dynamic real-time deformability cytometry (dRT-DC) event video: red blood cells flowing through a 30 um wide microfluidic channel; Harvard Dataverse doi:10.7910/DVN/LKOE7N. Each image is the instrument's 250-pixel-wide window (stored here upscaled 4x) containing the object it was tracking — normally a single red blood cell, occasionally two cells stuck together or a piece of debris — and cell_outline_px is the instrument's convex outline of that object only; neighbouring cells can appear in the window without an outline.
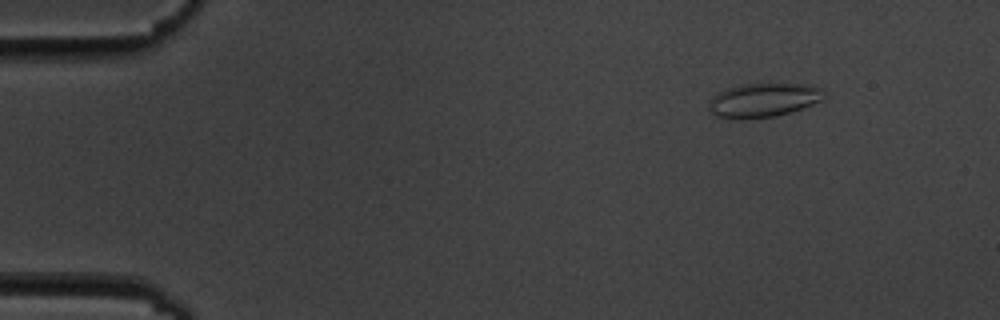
{"species": "common noctule bat (a hibernating species)", "species_latin": "Nyctalus noctula", "temperature_condition": "cold", "stored_images_in_passage": 5, "camera_frame_rate_fps": 3000, "um_per_image_px": 0.085, "animal": {"sex": "male", "body_mass_g": 19.5, "forearm_length_mm": 54.6}, "frame": {"image": 1, "passage_image": 2, "time_ms": 1.333, "image_size_px": [1000, 320], "cell_outline_px": [[828, 92], [824, 100], [804, 108], [792, 112], [776, 116], [744, 120], [716, 116], [708, 108], [708, 104], [720, 92], [728, 88], [744, 84], [772, 80], [800, 84], [820, 88]], "centroid_in_image_um": [64.99, 8.48], "position_along_channel_um": 20.0, "area_um2": 23.7}}
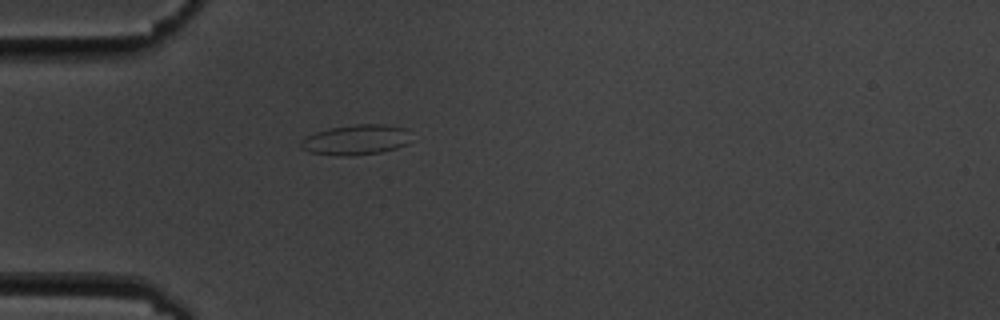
{"frame": {"image": 2, "passage_image": 5, "time_ms": 4.667, "image_size_px": [1000, 320], "cell_outline_px": [[412, 140], [408, 144], [396, 148], [380, 152], [348, 156], [336, 156], [308, 152], [300, 148], [300, 140], [316, 132], [328, 128], [356, 124], [384, 124], [408, 128]], "centroid_in_image_um": [30.28, 11.88], "position_along_channel_um": 54.7, "area_um2": 19.77}}